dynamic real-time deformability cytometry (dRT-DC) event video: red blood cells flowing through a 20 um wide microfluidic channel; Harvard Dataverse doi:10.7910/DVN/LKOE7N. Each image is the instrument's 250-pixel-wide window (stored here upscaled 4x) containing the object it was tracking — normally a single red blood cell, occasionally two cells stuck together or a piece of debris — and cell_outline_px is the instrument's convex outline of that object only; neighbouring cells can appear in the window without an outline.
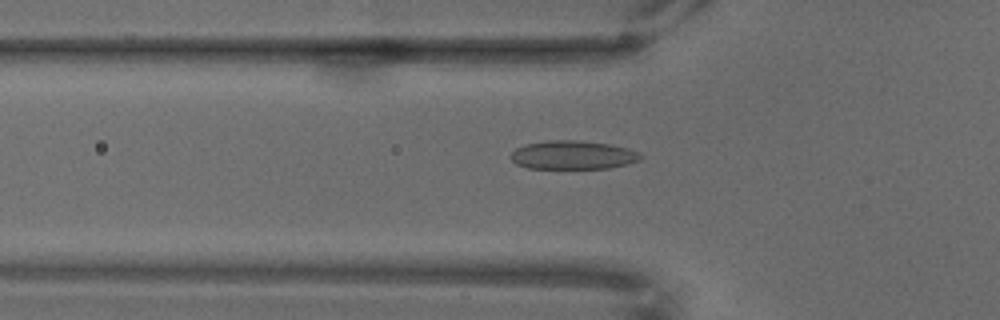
{"species": "common noctule bat (a hibernating species)", "species_latin": "Nyctalus noctula", "temperature_condition": "warm", "stored_images_in_passage": 68, "camera_frame_rate_fps": 3000, "um_per_image_px": 0.085, "animal": {"sex": "male", "body_mass_g": 18.8}, "frame": {"image": 1, "passage_image": 23, "time_ms": 7.333, "image_size_px": [1000, 320], "cell_outline_px": [[644, 156], [640, 160], [628, 164], [608, 168], [528, 168], [516, 164], [508, 156], [516, 148], [524, 144], [548, 140], [580, 140], [608, 144], [628, 148], [640, 152]], "centroid_in_image_um": [48.7, 13.17], "position_along_channel_um": 77.1, "area_um2": 21.85}}
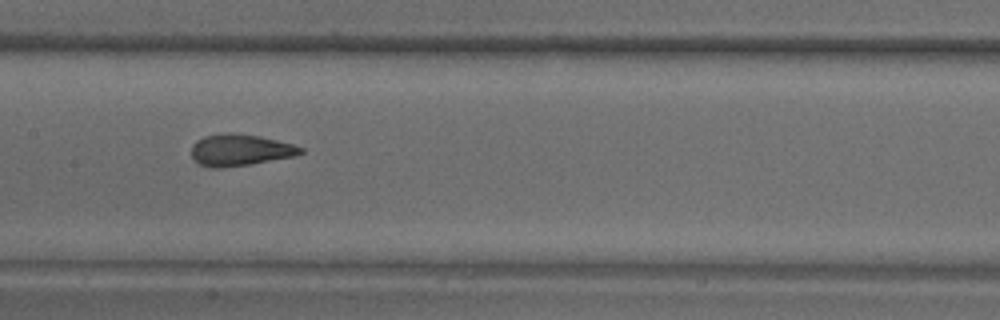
{"frame": {"image": 2, "passage_image": 34, "time_ms": 11.0, "image_size_px": [1000, 320], "cell_outline_px": [[304, 152], [296, 156], [252, 164], [220, 168], [212, 168], [200, 164], [192, 156], [192, 144], [196, 140], [204, 136], [224, 132], [232, 132], [260, 136], [292, 144], [304, 148]], "centroid_in_image_um": [20.42, 12.74], "position_along_channel_um": 187.0, "area_um2": 20.29}}
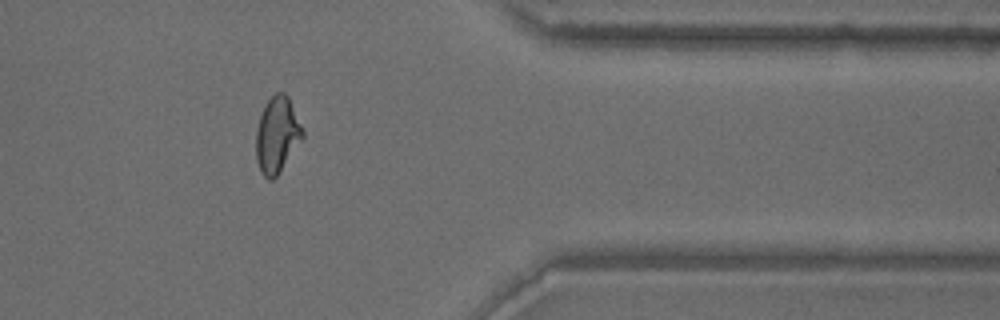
{"frame": {"image": 3, "passage_image": 56, "time_ms": 18.333, "image_size_px": [1000, 320], "cell_outline_px": [[304, 136], [280, 172], [272, 180], [268, 180], [260, 172], [256, 160], [256, 132], [260, 116], [268, 100], [276, 92], [284, 92], [288, 96], [304, 132]], "centroid_in_image_um": [23.54, 11.49], "position_along_channel_um": 387.9, "area_um2": 20.46}}